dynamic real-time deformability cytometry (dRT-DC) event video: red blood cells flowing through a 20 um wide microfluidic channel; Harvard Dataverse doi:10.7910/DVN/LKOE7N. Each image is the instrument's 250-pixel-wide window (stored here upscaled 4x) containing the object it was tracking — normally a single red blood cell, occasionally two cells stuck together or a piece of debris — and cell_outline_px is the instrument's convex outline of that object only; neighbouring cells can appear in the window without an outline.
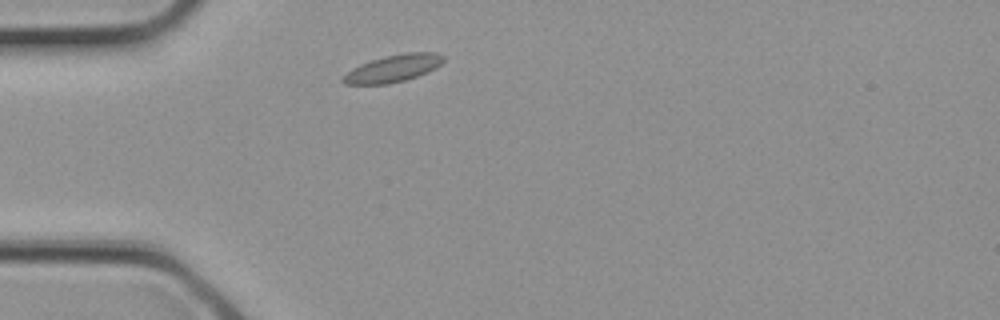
{"species": "common noctule bat (a hibernating species)", "species_latin": "Nyctalus noctula", "temperature_condition": "cold", "stored_images_in_passage": 1, "camera_frame_rate_fps": 3000, "um_per_image_px": 0.085, "animal": {"sex": "female", "body_mass_g": 21.9}, "frame": {"image": 1, "passage_image": 1, "time_ms": 0.0, "image_size_px": [1000, 320], "cell_outline_px": [[444, 60], [436, 68], [428, 72], [404, 80], [388, 84], [344, 84], [340, 80], [340, 76], [352, 68], [360, 64], [384, 56], [404, 52], [436, 52], [444, 56]], "centroid_in_image_um": [33.38, 5.81], "position_along_channel_um": 51.6, "area_um2": 16.07}}